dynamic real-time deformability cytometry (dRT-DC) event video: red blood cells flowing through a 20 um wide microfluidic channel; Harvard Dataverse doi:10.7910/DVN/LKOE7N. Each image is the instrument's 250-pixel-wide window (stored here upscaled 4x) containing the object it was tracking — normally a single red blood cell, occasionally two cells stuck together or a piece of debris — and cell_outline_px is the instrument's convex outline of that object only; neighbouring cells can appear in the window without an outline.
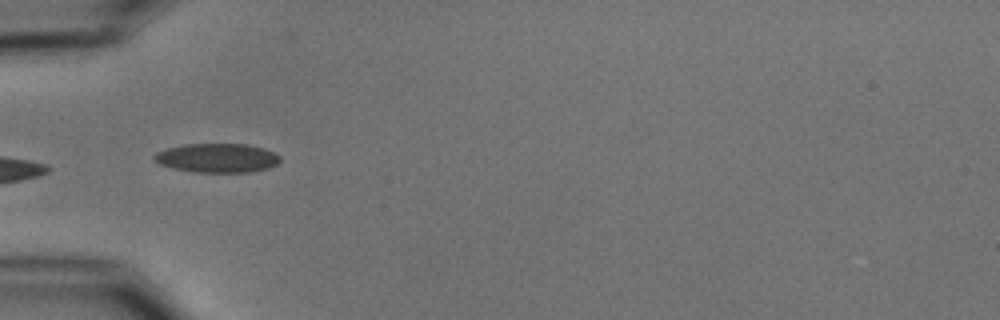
{"species": "common noctule bat (a hibernating species)", "species_latin": "Nyctalus noctula", "temperature_condition": "cold", "stored_images_in_passage": 12, "camera_frame_rate_fps": 3000, "um_per_image_px": 0.085, "animal": {"sex": "male", "body_mass_g": 15.6}, "frame": {"image": 1, "passage_image": 2, "time_ms": 1.333, "image_size_px": [1000, 320], "cell_outline_px": [[280, 160], [276, 164], [268, 168], [248, 172], [192, 172], [172, 168], [160, 164], [152, 156], [156, 152], [168, 148], [184, 144], [248, 144], [264, 148], [280, 156]], "centroid_in_image_um": [18.45, 13.42], "position_along_channel_um": 66.6, "area_um2": 21.27}}
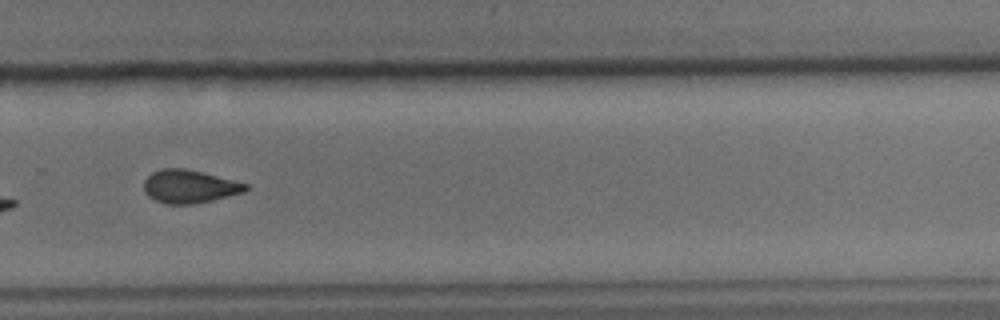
{"frame": {"image": 2, "passage_image": 8, "time_ms": 8.0, "image_size_px": [1000, 320], "cell_outline_px": [[248, 188], [244, 192], [212, 200], [192, 204], [164, 204], [148, 196], [144, 192], [144, 180], [152, 172], [160, 168], [184, 168], [248, 184]], "centroid_in_image_um": [16.05, 15.85], "position_along_channel_um": 313.7, "area_um2": 19.48}}
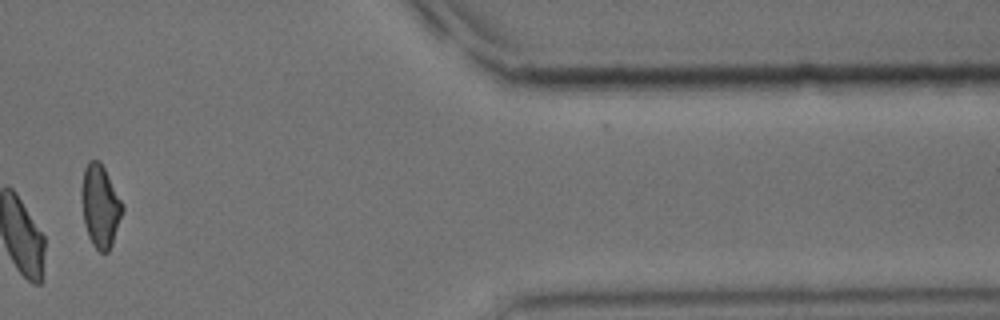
{"frame": {"image": 3, "passage_image": 10, "time_ms": 11.333, "image_size_px": [1000, 320], "cell_outline_px": [[124, 208], [112, 244], [108, 252], [100, 252], [92, 244], [88, 236], [84, 224], [80, 192], [80, 188], [84, 168], [88, 160], [100, 160], [124, 204]], "centroid_in_image_um": [8.5, 17.48], "position_along_channel_um": 402.9, "area_um2": 19.94}, "authors_computed_cell_mechanics": {"area_um2": 20.7213, "velocity_mm_per_s": 3.7246, "shape_relaxation_time_tau1_ms": 4.0094, "shape_relaxation_time_tau2_ms": 2.4988, "deformation_change_tau1": 0.1193, "deformation_change_tau2": 0.0622}}